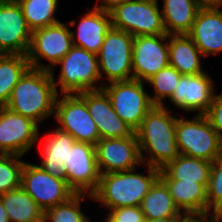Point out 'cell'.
<instances>
[{
  "label": "cell",
  "instance_id": "obj_1",
  "mask_svg": "<svg viewBox=\"0 0 222 222\" xmlns=\"http://www.w3.org/2000/svg\"><path fill=\"white\" fill-rule=\"evenodd\" d=\"M169 109L168 105L154 106L135 131L142 166L161 169L179 156L175 134L177 117Z\"/></svg>",
  "mask_w": 222,
  "mask_h": 222
},
{
  "label": "cell",
  "instance_id": "obj_2",
  "mask_svg": "<svg viewBox=\"0 0 222 222\" xmlns=\"http://www.w3.org/2000/svg\"><path fill=\"white\" fill-rule=\"evenodd\" d=\"M58 95L50 71L30 67L13 88L6 107L40 125L54 117Z\"/></svg>",
  "mask_w": 222,
  "mask_h": 222
},
{
  "label": "cell",
  "instance_id": "obj_3",
  "mask_svg": "<svg viewBox=\"0 0 222 222\" xmlns=\"http://www.w3.org/2000/svg\"><path fill=\"white\" fill-rule=\"evenodd\" d=\"M146 168V175L137 173V169L100 175L98 188L92 194L93 200L107 210L140 206L160 174L159 168L150 165Z\"/></svg>",
  "mask_w": 222,
  "mask_h": 222
},
{
  "label": "cell",
  "instance_id": "obj_4",
  "mask_svg": "<svg viewBox=\"0 0 222 222\" xmlns=\"http://www.w3.org/2000/svg\"><path fill=\"white\" fill-rule=\"evenodd\" d=\"M56 65L61 67L57 82L54 68L50 73L58 94H78L103 88V84L97 86L101 80L97 54L73 45Z\"/></svg>",
  "mask_w": 222,
  "mask_h": 222
},
{
  "label": "cell",
  "instance_id": "obj_5",
  "mask_svg": "<svg viewBox=\"0 0 222 222\" xmlns=\"http://www.w3.org/2000/svg\"><path fill=\"white\" fill-rule=\"evenodd\" d=\"M175 134L179 154L210 162L222 154V142L205 115L177 117Z\"/></svg>",
  "mask_w": 222,
  "mask_h": 222
},
{
  "label": "cell",
  "instance_id": "obj_6",
  "mask_svg": "<svg viewBox=\"0 0 222 222\" xmlns=\"http://www.w3.org/2000/svg\"><path fill=\"white\" fill-rule=\"evenodd\" d=\"M133 40L131 34L113 27L105 36L97 54L100 76L108 80L104 84L133 79Z\"/></svg>",
  "mask_w": 222,
  "mask_h": 222
},
{
  "label": "cell",
  "instance_id": "obj_7",
  "mask_svg": "<svg viewBox=\"0 0 222 222\" xmlns=\"http://www.w3.org/2000/svg\"><path fill=\"white\" fill-rule=\"evenodd\" d=\"M137 79L103 84L116 114L135 132L154 107L144 84Z\"/></svg>",
  "mask_w": 222,
  "mask_h": 222
},
{
  "label": "cell",
  "instance_id": "obj_8",
  "mask_svg": "<svg viewBox=\"0 0 222 222\" xmlns=\"http://www.w3.org/2000/svg\"><path fill=\"white\" fill-rule=\"evenodd\" d=\"M158 1L128 0L110 12L112 27L133 37L167 34Z\"/></svg>",
  "mask_w": 222,
  "mask_h": 222
},
{
  "label": "cell",
  "instance_id": "obj_9",
  "mask_svg": "<svg viewBox=\"0 0 222 222\" xmlns=\"http://www.w3.org/2000/svg\"><path fill=\"white\" fill-rule=\"evenodd\" d=\"M70 30L69 24L61 21L33 30L26 54L30 67L46 71L56 67L73 46ZM44 58L49 62L47 65L40 63Z\"/></svg>",
  "mask_w": 222,
  "mask_h": 222
},
{
  "label": "cell",
  "instance_id": "obj_10",
  "mask_svg": "<svg viewBox=\"0 0 222 222\" xmlns=\"http://www.w3.org/2000/svg\"><path fill=\"white\" fill-rule=\"evenodd\" d=\"M54 119L59 124L57 128L71 134L76 141L95 145L100 140L96 123L86 102L78 94L58 95Z\"/></svg>",
  "mask_w": 222,
  "mask_h": 222
},
{
  "label": "cell",
  "instance_id": "obj_11",
  "mask_svg": "<svg viewBox=\"0 0 222 222\" xmlns=\"http://www.w3.org/2000/svg\"><path fill=\"white\" fill-rule=\"evenodd\" d=\"M21 187L43 211L67 201L75 194L64 178L54 177L39 165L27 162L21 173Z\"/></svg>",
  "mask_w": 222,
  "mask_h": 222
},
{
  "label": "cell",
  "instance_id": "obj_12",
  "mask_svg": "<svg viewBox=\"0 0 222 222\" xmlns=\"http://www.w3.org/2000/svg\"><path fill=\"white\" fill-rule=\"evenodd\" d=\"M64 179L75 193L92 195L97 190L100 172L95 145L75 141L64 164Z\"/></svg>",
  "mask_w": 222,
  "mask_h": 222
},
{
  "label": "cell",
  "instance_id": "obj_13",
  "mask_svg": "<svg viewBox=\"0 0 222 222\" xmlns=\"http://www.w3.org/2000/svg\"><path fill=\"white\" fill-rule=\"evenodd\" d=\"M39 131L32 119L0 106V154L25 155L38 142Z\"/></svg>",
  "mask_w": 222,
  "mask_h": 222
},
{
  "label": "cell",
  "instance_id": "obj_14",
  "mask_svg": "<svg viewBox=\"0 0 222 222\" xmlns=\"http://www.w3.org/2000/svg\"><path fill=\"white\" fill-rule=\"evenodd\" d=\"M96 161L100 175L129 171L142 165L135 132L123 138H103L95 144Z\"/></svg>",
  "mask_w": 222,
  "mask_h": 222
},
{
  "label": "cell",
  "instance_id": "obj_15",
  "mask_svg": "<svg viewBox=\"0 0 222 222\" xmlns=\"http://www.w3.org/2000/svg\"><path fill=\"white\" fill-rule=\"evenodd\" d=\"M168 65L167 34L134 37L132 48L133 79L146 82Z\"/></svg>",
  "mask_w": 222,
  "mask_h": 222
},
{
  "label": "cell",
  "instance_id": "obj_16",
  "mask_svg": "<svg viewBox=\"0 0 222 222\" xmlns=\"http://www.w3.org/2000/svg\"><path fill=\"white\" fill-rule=\"evenodd\" d=\"M31 32L18 2L0 0V53L26 55Z\"/></svg>",
  "mask_w": 222,
  "mask_h": 222
},
{
  "label": "cell",
  "instance_id": "obj_17",
  "mask_svg": "<svg viewBox=\"0 0 222 222\" xmlns=\"http://www.w3.org/2000/svg\"><path fill=\"white\" fill-rule=\"evenodd\" d=\"M207 71L197 75H182L169 101L177 109L204 115L215 95V85Z\"/></svg>",
  "mask_w": 222,
  "mask_h": 222
},
{
  "label": "cell",
  "instance_id": "obj_18",
  "mask_svg": "<svg viewBox=\"0 0 222 222\" xmlns=\"http://www.w3.org/2000/svg\"><path fill=\"white\" fill-rule=\"evenodd\" d=\"M86 102L87 108L96 123L100 139L131 136L133 130L116 114L110 98L102 89L78 93Z\"/></svg>",
  "mask_w": 222,
  "mask_h": 222
},
{
  "label": "cell",
  "instance_id": "obj_19",
  "mask_svg": "<svg viewBox=\"0 0 222 222\" xmlns=\"http://www.w3.org/2000/svg\"><path fill=\"white\" fill-rule=\"evenodd\" d=\"M159 178L182 214L188 219H205L208 215L207 190L202 184L171 179L162 169Z\"/></svg>",
  "mask_w": 222,
  "mask_h": 222
},
{
  "label": "cell",
  "instance_id": "obj_20",
  "mask_svg": "<svg viewBox=\"0 0 222 222\" xmlns=\"http://www.w3.org/2000/svg\"><path fill=\"white\" fill-rule=\"evenodd\" d=\"M76 20L69 22L70 27L77 26L76 31L70 30L72 44L84 48L88 52L98 54L105 36L112 28L110 13L99 9L90 8L81 16L78 24Z\"/></svg>",
  "mask_w": 222,
  "mask_h": 222
},
{
  "label": "cell",
  "instance_id": "obj_21",
  "mask_svg": "<svg viewBox=\"0 0 222 222\" xmlns=\"http://www.w3.org/2000/svg\"><path fill=\"white\" fill-rule=\"evenodd\" d=\"M187 35L204 57L222 53V10L200 8Z\"/></svg>",
  "mask_w": 222,
  "mask_h": 222
},
{
  "label": "cell",
  "instance_id": "obj_22",
  "mask_svg": "<svg viewBox=\"0 0 222 222\" xmlns=\"http://www.w3.org/2000/svg\"><path fill=\"white\" fill-rule=\"evenodd\" d=\"M75 138L66 132L54 128L44 135L41 143V165L45 172L57 178H64V164L67 162L69 148L75 143Z\"/></svg>",
  "mask_w": 222,
  "mask_h": 222
},
{
  "label": "cell",
  "instance_id": "obj_23",
  "mask_svg": "<svg viewBox=\"0 0 222 222\" xmlns=\"http://www.w3.org/2000/svg\"><path fill=\"white\" fill-rule=\"evenodd\" d=\"M169 65L182 75L205 72L201 58L204 57L187 34L168 35Z\"/></svg>",
  "mask_w": 222,
  "mask_h": 222
},
{
  "label": "cell",
  "instance_id": "obj_24",
  "mask_svg": "<svg viewBox=\"0 0 222 222\" xmlns=\"http://www.w3.org/2000/svg\"><path fill=\"white\" fill-rule=\"evenodd\" d=\"M199 9L195 0H164L161 14L167 35L188 34Z\"/></svg>",
  "mask_w": 222,
  "mask_h": 222
},
{
  "label": "cell",
  "instance_id": "obj_25",
  "mask_svg": "<svg viewBox=\"0 0 222 222\" xmlns=\"http://www.w3.org/2000/svg\"><path fill=\"white\" fill-rule=\"evenodd\" d=\"M212 162L186 155L179 156L161 168L171 179L202 184L206 189Z\"/></svg>",
  "mask_w": 222,
  "mask_h": 222
},
{
  "label": "cell",
  "instance_id": "obj_26",
  "mask_svg": "<svg viewBox=\"0 0 222 222\" xmlns=\"http://www.w3.org/2000/svg\"><path fill=\"white\" fill-rule=\"evenodd\" d=\"M0 196L10 222H44V211L22 187Z\"/></svg>",
  "mask_w": 222,
  "mask_h": 222
},
{
  "label": "cell",
  "instance_id": "obj_27",
  "mask_svg": "<svg viewBox=\"0 0 222 222\" xmlns=\"http://www.w3.org/2000/svg\"><path fill=\"white\" fill-rule=\"evenodd\" d=\"M145 219L186 217L175 205L165 183L158 178L140 204Z\"/></svg>",
  "mask_w": 222,
  "mask_h": 222
},
{
  "label": "cell",
  "instance_id": "obj_28",
  "mask_svg": "<svg viewBox=\"0 0 222 222\" xmlns=\"http://www.w3.org/2000/svg\"><path fill=\"white\" fill-rule=\"evenodd\" d=\"M30 68L26 55L2 54L0 56V106H6L13 88Z\"/></svg>",
  "mask_w": 222,
  "mask_h": 222
},
{
  "label": "cell",
  "instance_id": "obj_29",
  "mask_svg": "<svg viewBox=\"0 0 222 222\" xmlns=\"http://www.w3.org/2000/svg\"><path fill=\"white\" fill-rule=\"evenodd\" d=\"M28 28L33 31L60 22L55 17L59 0H16Z\"/></svg>",
  "mask_w": 222,
  "mask_h": 222
},
{
  "label": "cell",
  "instance_id": "obj_30",
  "mask_svg": "<svg viewBox=\"0 0 222 222\" xmlns=\"http://www.w3.org/2000/svg\"><path fill=\"white\" fill-rule=\"evenodd\" d=\"M85 197H90V199L93 200V197L90 194L75 193L67 201L44 211L43 221L91 222V219L81 210V204Z\"/></svg>",
  "mask_w": 222,
  "mask_h": 222
},
{
  "label": "cell",
  "instance_id": "obj_31",
  "mask_svg": "<svg viewBox=\"0 0 222 222\" xmlns=\"http://www.w3.org/2000/svg\"><path fill=\"white\" fill-rule=\"evenodd\" d=\"M181 76V73L168 65L146 81L152 88L154 87V96L149 95L154 106L165 105L166 99L169 100L174 93Z\"/></svg>",
  "mask_w": 222,
  "mask_h": 222
},
{
  "label": "cell",
  "instance_id": "obj_32",
  "mask_svg": "<svg viewBox=\"0 0 222 222\" xmlns=\"http://www.w3.org/2000/svg\"><path fill=\"white\" fill-rule=\"evenodd\" d=\"M23 156L0 154V195L21 187Z\"/></svg>",
  "mask_w": 222,
  "mask_h": 222
},
{
  "label": "cell",
  "instance_id": "obj_33",
  "mask_svg": "<svg viewBox=\"0 0 222 222\" xmlns=\"http://www.w3.org/2000/svg\"><path fill=\"white\" fill-rule=\"evenodd\" d=\"M206 190L209 213L210 209L222 200V154L212 162Z\"/></svg>",
  "mask_w": 222,
  "mask_h": 222
},
{
  "label": "cell",
  "instance_id": "obj_34",
  "mask_svg": "<svg viewBox=\"0 0 222 222\" xmlns=\"http://www.w3.org/2000/svg\"><path fill=\"white\" fill-rule=\"evenodd\" d=\"M204 115L222 142V93H215L212 103Z\"/></svg>",
  "mask_w": 222,
  "mask_h": 222
},
{
  "label": "cell",
  "instance_id": "obj_35",
  "mask_svg": "<svg viewBox=\"0 0 222 222\" xmlns=\"http://www.w3.org/2000/svg\"><path fill=\"white\" fill-rule=\"evenodd\" d=\"M109 215L116 222H144L145 215L143 214L140 206L121 207L108 210Z\"/></svg>",
  "mask_w": 222,
  "mask_h": 222
},
{
  "label": "cell",
  "instance_id": "obj_36",
  "mask_svg": "<svg viewBox=\"0 0 222 222\" xmlns=\"http://www.w3.org/2000/svg\"><path fill=\"white\" fill-rule=\"evenodd\" d=\"M128 0H99L93 8L102 10L104 12L110 13L120 4L126 2Z\"/></svg>",
  "mask_w": 222,
  "mask_h": 222
},
{
  "label": "cell",
  "instance_id": "obj_37",
  "mask_svg": "<svg viewBox=\"0 0 222 222\" xmlns=\"http://www.w3.org/2000/svg\"><path fill=\"white\" fill-rule=\"evenodd\" d=\"M205 220L206 222H222V200L210 209Z\"/></svg>",
  "mask_w": 222,
  "mask_h": 222
},
{
  "label": "cell",
  "instance_id": "obj_38",
  "mask_svg": "<svg viewBox=\"0 0 222 222\" xmlns=\"http://www.w3.org/2000/svg\"><path fill=\"white\" fill-rule=\"evenodd\" d=\"M200 8H220L222 0H195Z\"/></svg>",
  "mask_w": 222,
  "mask_h": 222
},
{
  "label": "cell",
  "instance_id": "obj_39",
  "mask_svg": "<svg viewBox=\"0 0 222 222\" xmlns=\"http://www.w3.org/2000/svg\"><path fill=\"white\" fill-rule=\"evenodd\" d=\"M187 217H165L158 219H145L144 222H186Z\"/></svg>",
  "mask_w": 222,
  "mask_h": 222
},
{
  "label": "cell",
  "instance_id": "obj_40",
  "mask_svg": "<svg viewBox=\"0 0 222 222\" xmlns=\"http://www.w3.org/2000/svg\"><path fill=\"white\" fill-rule=\"evenodd\" d=\"M0 222H10L8 214L4 208L1 196H0Z\"/></svg>",
  "mask_w": 222,
  "mask_h": 222
},
{
  "label": "cell",
  "instance_id": "obj_41",
  "mask_svg": "<svg viewBox=\"0 0 222 222\" xmlns=\"http://www.w3.org/2000/svg\"><path fill=\"white\" fill-rule=\"evenodd\" d=\"M105 221L104 222H116L109 214L105 215Z\"/></svg>",
  "mask_w": 222,
  "mask_h": 222
},
{
  "label": "cell",
  "instance_id": "obj_42",
  "mask_svg": "<svg viewBox=\"0 0 222 222\" xmlns=\"http://www.w3.org/2000/svg\"><path fill=\"white\" fill-rule=\"evenodd\" d=\"M134 1H146V2H152V1H158V0H134Z\"/></svg>",
  "mask_w": 222,
  "mask_h": 222
}]
</instances>
